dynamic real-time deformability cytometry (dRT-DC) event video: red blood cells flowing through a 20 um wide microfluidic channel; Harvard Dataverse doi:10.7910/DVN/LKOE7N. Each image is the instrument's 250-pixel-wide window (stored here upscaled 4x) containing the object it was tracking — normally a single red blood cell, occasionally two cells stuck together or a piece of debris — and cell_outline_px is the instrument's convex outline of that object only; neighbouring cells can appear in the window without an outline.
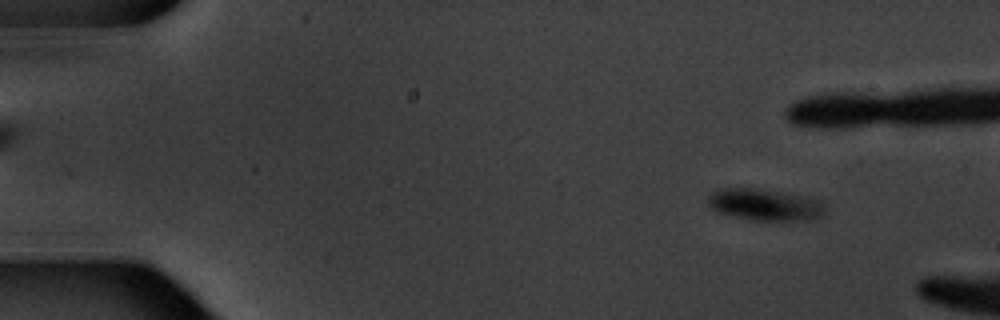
{"species": "common noctule bat (a hibernating species)", "species_latin": "Nyctalus noctula", "temperature_condition": "warm", "stored_images_in_passage": 3, "camera_frame_rate_fps": 3000, "um_per_image_px": 0.085, "animal": {"sex": "male", "body_mass_g": 20.1, "forearm_length_mm": 53.5}, "frame": {"image": 1, "passage_image": 1, "time_ms": 0.0, "image_size_px": [1000, 320], "cell_outline_px": [[824, 212], [820, 216], [808, 220], [752, 220], [732, 216], [716, 212], [708, 204], [708, 196], [712, 192], [720, 188], [752, 188], [784, 192], [820, 200], [824, 204]], "centroid_in_image_um": [64.97, 17.39], "position_along_channel_um": 20.0, "area_um2": 21.56}}